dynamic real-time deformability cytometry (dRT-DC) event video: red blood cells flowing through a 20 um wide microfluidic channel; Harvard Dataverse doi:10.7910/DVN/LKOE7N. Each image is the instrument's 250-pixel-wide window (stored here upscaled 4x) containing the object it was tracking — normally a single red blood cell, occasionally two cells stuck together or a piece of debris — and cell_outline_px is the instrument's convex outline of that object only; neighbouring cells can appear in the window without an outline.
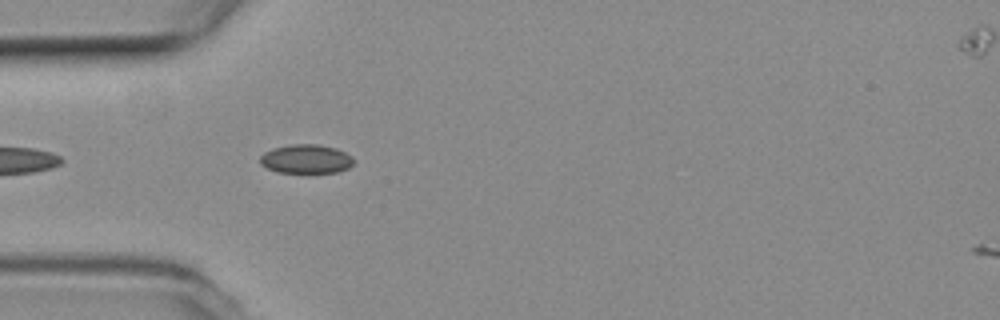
{"species": "common noctule bat (a hibernating species)", "species_latin": "Nyctalus noctula", "temperature_condition": "room temperature", "stored_images_in_passage": 16, "camera_frame_rate_fps": 3000, "um_per_image_px": 0.085, "animal": {"sex": "female", "body_mass_g": 19.3, "forearm_length_mm": 54.1}, "frame": {"image": 1, "passage_image": 3, "time_ms": 0.667, "image_size_px": [1000, 320], "cell_outline_px": [[356, 160], [348, 168], [336, 172], [276, 172], [260, 164], [260, 156], [264, 152], [272, 148], [292, 144], [320, 144], [336, 148], [352, 156]], "centroid_in_image_um": [26.02, 13.5], "position_along_channel_um": 59.0, "area_um2": 15.84}}